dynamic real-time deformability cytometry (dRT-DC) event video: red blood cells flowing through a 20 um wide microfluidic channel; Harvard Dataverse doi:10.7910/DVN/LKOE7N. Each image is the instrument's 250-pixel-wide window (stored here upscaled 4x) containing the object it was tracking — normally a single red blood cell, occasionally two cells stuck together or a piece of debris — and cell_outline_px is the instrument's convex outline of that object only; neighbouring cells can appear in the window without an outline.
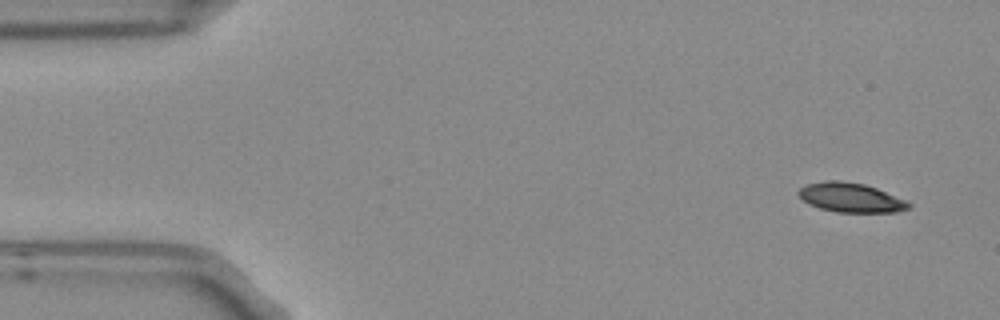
{"species": "Egyptian fruit bat (a non-hibernating species)", "species_latin": "Rousettus aegyptiacus", "temperature_condition": "room temperature", "stored_images_in_passage": 5, "camera_frame_rate_fps": 3000, "um_per_image_px": 0.085, "frame": {"image": 1, "passage_image": 1, "time_ms": 0.0, "image_size_px": [1000, 320], "cell_outline_px": [[912, 208], [896, 212], [836, 212], [820, 208], [808, 204], [796, 192], [800, 188], [808, 184], [828, 180], [840, 180], [864, 184], [876, 188], [908, 200], [912, 204]], "centroid_in_image_um": [72.36, 16.8], "position_along_channel_um": 12.6, "area_um2": 18.96}}
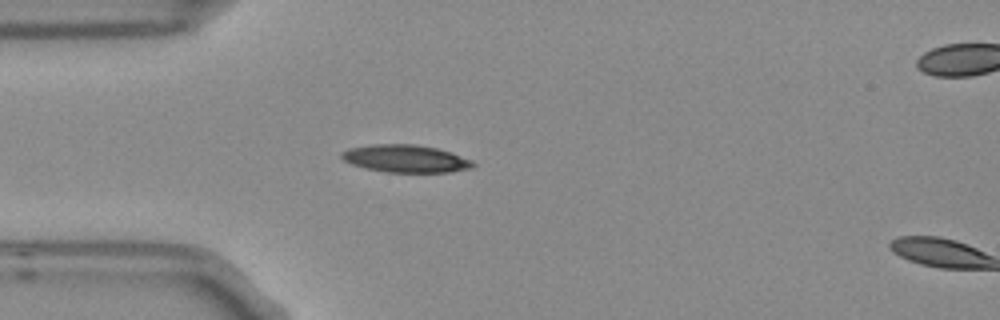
{"frame": {"image": 2, "passage_image": 4, "time_ms": 1.0, "image_size_px": [1000, 320], "cell_outline_px": [[476, 164], [472, 168], [452, 172], [384, 172], [364, 168], [352, 164], [344, 160], [340, 156], [340, 152], [348, 148], [372, 144], [416, 144], [436, 148], [452, 152], [472, 160]], "centroid_in_image_um": [34.48, 13.48], "position_along_channel_um": 50.5, "area_um2": 21.33}}